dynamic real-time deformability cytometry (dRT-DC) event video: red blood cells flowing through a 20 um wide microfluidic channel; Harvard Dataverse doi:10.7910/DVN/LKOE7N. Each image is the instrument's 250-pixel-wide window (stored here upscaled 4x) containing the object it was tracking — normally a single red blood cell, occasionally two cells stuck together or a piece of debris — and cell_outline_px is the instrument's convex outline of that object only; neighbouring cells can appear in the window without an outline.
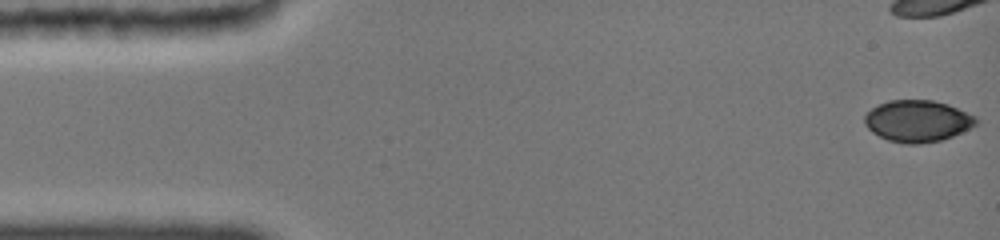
{"species": "common noctule bat (a hibernating species)", "species_latin": "Nyctalus noctula", "temperature_condition": "cold", "stored_images_in_passage": 62, "camera_frame_rate_fps": 3000, "um_per_image_px": 0.085, "animal": {"sex": "female", "body_mass_g": 19.0, "forearm_length_mm": 51.5}, "frame": {"image": 1, "passage_image": 1, "time_ms": 0.0, "image_size_px": [1000, 240], "cell_outline_px": [[976, 124], [952, 136], [940, 140], [916, 144], [908, 144], [888, 140], [872, 132], [868, 128], [864, 120], [864, 116], [872, 108], [888, 100], [932, 100], [948, 104], [976, 116]], "centroid_in_image_um": [77.97, 10.28], "position_along_channel_um": 7.0, "area_um2": 26.7}}